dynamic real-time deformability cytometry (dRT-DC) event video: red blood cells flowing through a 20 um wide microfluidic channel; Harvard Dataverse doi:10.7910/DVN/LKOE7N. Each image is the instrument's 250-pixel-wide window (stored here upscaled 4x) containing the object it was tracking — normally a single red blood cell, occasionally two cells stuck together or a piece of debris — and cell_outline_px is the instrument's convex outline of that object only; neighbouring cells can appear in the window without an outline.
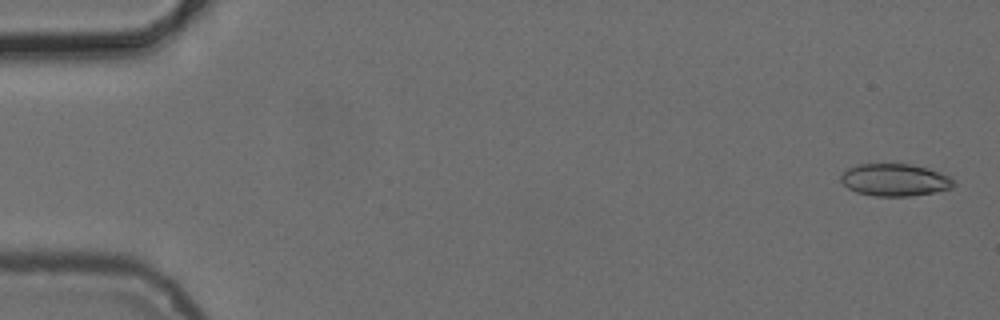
{"species": "common noctule bat (a hibernating species)", "species_latin": "Nyctalus noctula", "temperature_condition": "cold", "stored_images_in_passage": 4, "camera_frame_rate_fps": 3000, "um_per_image_px": 0.085, "animal": {"sex": "female", "body_mass_g": 24.6, "forearm_length_mm": 56.2}, "frame": {"image": 1, "passage_image": 1, "time_ms": 0.0, "image_size_px": [1000, 320], "cell_outline_px": [[956, 184], [952, 188], [932, 192], [908, 196], [876, 196], [856, 192], [848, 188], [840, 180], [840, 176], [848, 168], [856, 164], [908, 164], [928, 168], [940, 172], [948, 176]], "centroid_in_image_um": [76.04, 15.29], "position_along_channel_um": 9.0, "area_um2": 21.1}}
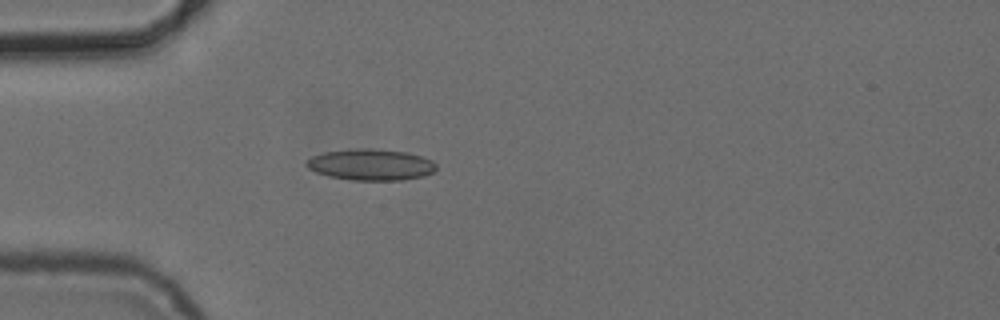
{"frame": {"image": 2, "passage_image": 4, "time_ms": 4.667, "image_size_px": [1000, 320], "cell_outline_px": [[436, 168], [432, 172], [424, 176], [404, 180], [352, 180], [328, 176], [316, 172], [308, 168], [304, 164], [312, 156], [324, 152], [348, 148], [372, 148], [408, 152], [424, 156], [432, 160], [436, 164]], "centroid_in_image_um": [31.53, 13.98], "position_along_channel_um": 53.5, "area_um2": 23.99}}